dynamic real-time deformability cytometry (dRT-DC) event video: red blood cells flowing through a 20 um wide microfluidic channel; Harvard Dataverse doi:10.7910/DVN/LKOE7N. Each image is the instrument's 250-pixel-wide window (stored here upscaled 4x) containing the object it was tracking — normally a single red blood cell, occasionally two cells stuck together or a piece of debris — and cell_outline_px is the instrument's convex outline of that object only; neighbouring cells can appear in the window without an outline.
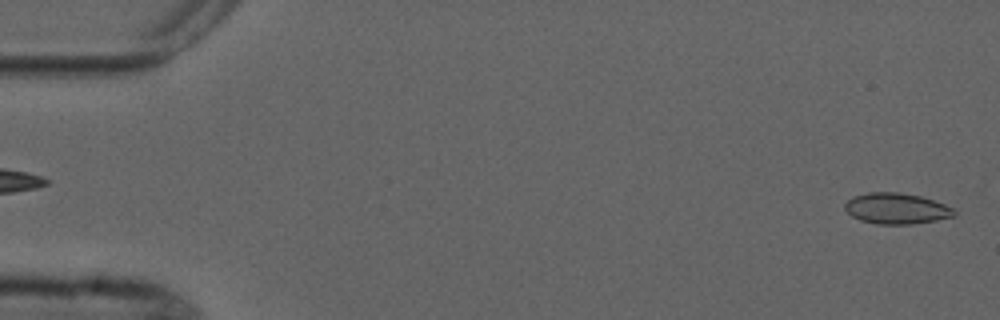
{"species": "common noctule bat (a hibernating species)", "species_latin": "Nyctalus noctula", "temperature_condition": "cold", "stored_images_in_passage": 6, "segment_of_instrument_passage": [2, 2], "camera_frame_rate_fps": 3000, "um_per_image_px": 0.085, "animal": {"sex": "male", "forearm_length_mm": 52.5}, "frame": {"image": 1, "passage_image": 6, "time_ms": 6.0, "image_size_px": [1000, 320], "cell_outline_px": [[956, 216], [936, 220], [912, 224], [876, 224], [860, 220], [852, 216], [844, 208], [844, 204], [852, 196], [868, 192], [900, 192], [920, 196], [944, 204], [952, 208], [956, 212]], "centroid_in_image_um": [76.18, 17.72], "position_along_channel_um": 8.8, "area_um2": 19.71}}